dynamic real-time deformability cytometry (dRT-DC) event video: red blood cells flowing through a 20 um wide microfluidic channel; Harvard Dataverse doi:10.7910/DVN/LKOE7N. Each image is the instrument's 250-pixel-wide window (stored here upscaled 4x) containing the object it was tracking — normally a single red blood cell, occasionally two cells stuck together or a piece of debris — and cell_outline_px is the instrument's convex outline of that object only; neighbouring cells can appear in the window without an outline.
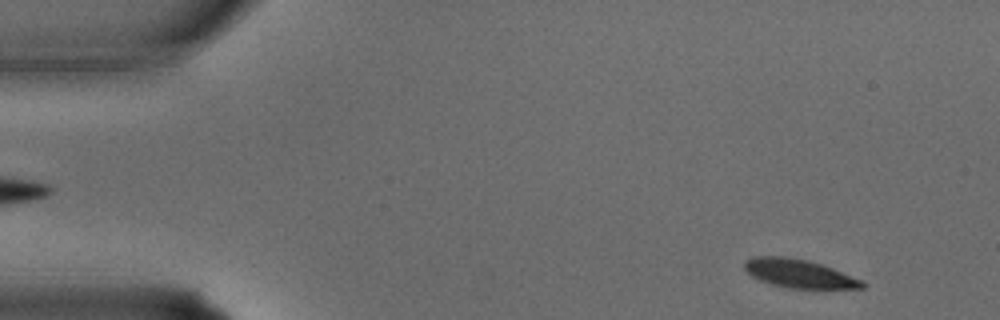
{"species": "common noctule bat (a hibernating species)", "species_latin": "Nyctalus noctula", "temperature_condition": "warm", "stored_images_in_passage": 14, "camera_frame_rate_fps": 3000, "um_per_image_px": 0.085, "animal": {"sex": "male", "body_mass_g": 15.6}, "frame": {"image": 1, "passage_image": 2, "time_ms": 0.333, "image_size_px": [1000, 320], "cell_outline_px": [[868, 284], [864, 288], [788, 288], [772, 284], [760, 280], [752, 276], [744, 268], [744, 264], [752, 256], [788, 256], [808, 260], [832, 268], [860, 280]], "centroid_in_image_um": [67.9, 23.24], "position_along_channel_um": 17.1, "area_um2": 19.31}}
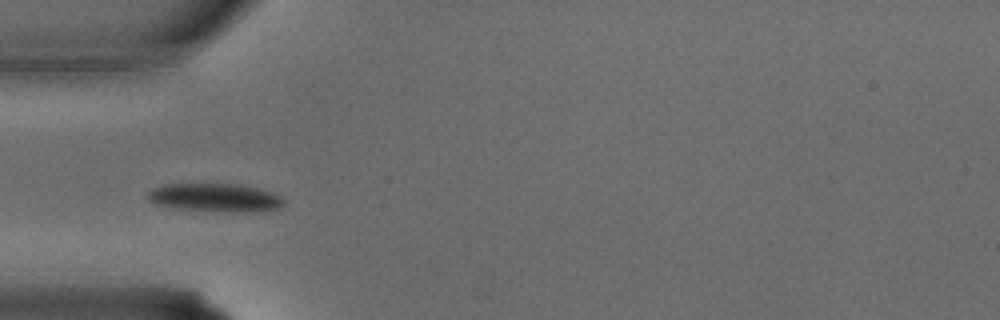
{"frame": {"image": 2, "passage_image": 10, "time_ms": 3.0, "image_size_px": [1000, 320], "cell_outline_px": [[284, 204], [276, 208], [260, 212], [208, 212], [172, 208], [152, 204], [148, 200], [148, 192], [152, 188], [164, 184], [240, 184], [276, 192], [284, 200]], "centroid_in_image_um": [18.27, 16.82], "position_along_channel_um": 66.7, "area_um2": 23.18}}
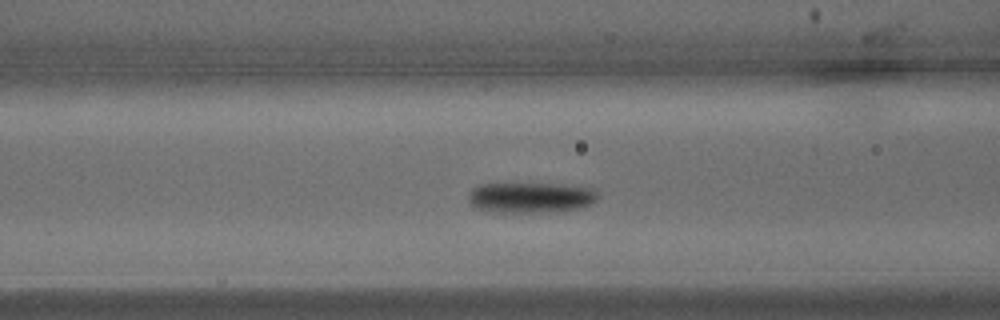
{"frame": {"image": 3, "passage_image": 13, "time_ms": 4.0, "image_size_px": [1000, 320], "cell_outline_px": [[600, 196], [588, 208], [572, 212], [536, 216], [504, 216], [480, 212], [472, 208], [468, 204], [468, 192], [476, 184], [516, 180], [588, 184], [596, 188], [600, 192]], "centroid_in_image_um": [45.15, 16.82], "position_along_channel_um": 121.5, "area_um2": 28.21}}